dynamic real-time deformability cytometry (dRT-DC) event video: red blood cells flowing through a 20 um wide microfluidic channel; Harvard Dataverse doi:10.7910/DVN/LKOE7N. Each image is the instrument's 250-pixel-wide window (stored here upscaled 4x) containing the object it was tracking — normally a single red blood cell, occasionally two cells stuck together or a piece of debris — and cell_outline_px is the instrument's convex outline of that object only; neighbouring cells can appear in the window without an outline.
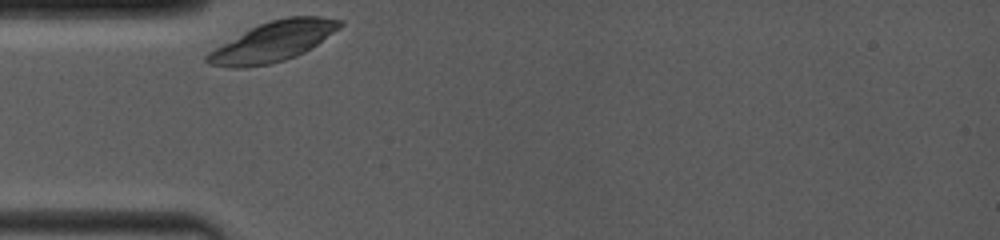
{"species": "common noctule bat (a hibernating species)", "species_latin": "Nyctalus noctula", "temperature_condition": "room temperature", "stored_images_in_passage": 2, "camera_frame_rate_fps": 4000, "um_per_image_px": 0.085, "animal": {"sex": "female", "body_mass_g": 19.0, "forearm_length_mm": 53.3}, "frame": {"image": 1, "passage_image": 1, "time_ms": 0.0, "image_size_px": [1000, 240], "cell_outline_px": [[344, 24], [340, 28], [304, 52], [296, 56], [284, 60], [268, 64], [244, 68], [228, 68], [208, 64], [204, 60], [204, 56], [208, 52], [244, 32], [260, 24], [272, 20], [288, 16], [320, 16], [344, 20]], "centroid_in_image_um": [23.22, 3.54], "position_along_channel_um": 61.8, "area_um2": 30.58}}